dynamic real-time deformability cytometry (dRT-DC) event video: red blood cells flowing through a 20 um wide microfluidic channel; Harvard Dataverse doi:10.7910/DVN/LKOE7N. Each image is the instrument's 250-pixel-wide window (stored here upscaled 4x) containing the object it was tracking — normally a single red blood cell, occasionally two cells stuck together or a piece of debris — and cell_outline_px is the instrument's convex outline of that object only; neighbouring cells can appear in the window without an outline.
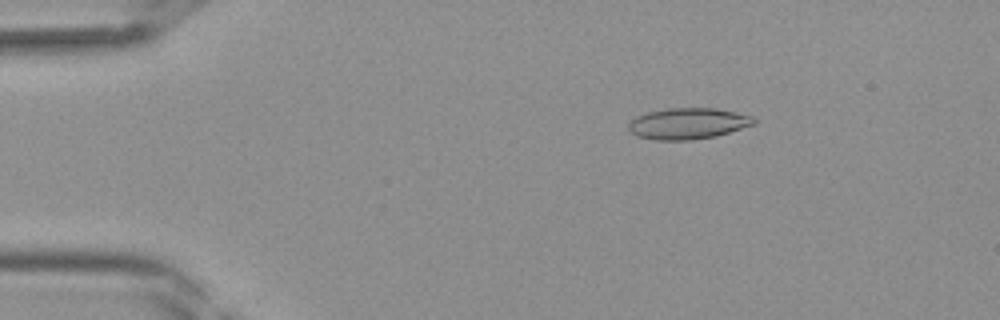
{"species": "Egyptian fruit bat (a non-hibernating species)", "species_latin": "Rousettus aegyptiacus", "temperature_condition": "room temperature", "stored_images_in_passage": 41, "camera_frame_rate_fps": 3000, "um_per_image_px": 0.085, "frame": {"image": 1, "passage_image": 7, "time_ms": 2.0, "image_size_px": [1000, 320], "cell_outline_px": [[756, 124], [716, 136], [688, 140], [656, 140], [636, 136], [628, 128], [628, 124], [636, 116], [648, 112], [668, 108], [716, 108], [736, 112], [752, 116], [756, 120]], "centroid_in_image_um": [58.49, 10.5], "position_along_channel_um": 26.5, "area_um2": 22.77}}
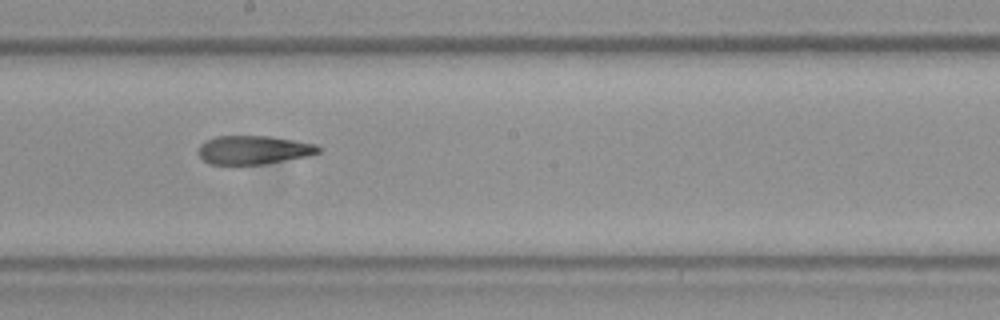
{"frame": {"image": 2, "passage_image": 23, "time_ms": 7.333, "image_size_px": [1000, 320], "cell_outline_px": [[324, 148], [320, 152], [308, 156], [264, 164], [208, 164], [196, 152], [200, 144], [216, 136], [272, 136], [316, 144]], "centroid_in_image_um": [21.58, 12.74], "position_along_channel_um": 226.6, "area_um2": 20.17}}
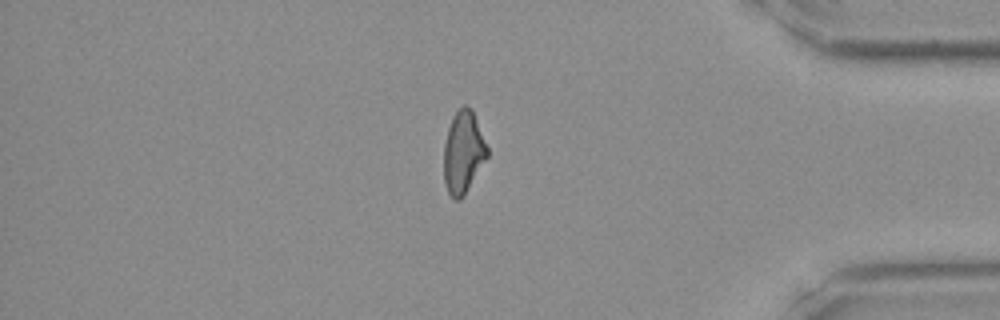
{"frame": {"image": 3, "passage_image": 35, "time_ms": 11.333, "image_size_px": [1000, 320], "cell_outline_px": [[488, 156], [464, 196], [460, 200], [456, 200], [448, 192], [444, 184], [444, 144], [448, 128], [452, 116], [464, 104], [472, 108], [488, 148]], "centroid_in_image_um": [39.37, 12.94], "position_along_channel_um": 395.8, "area_um2": 20.87}}